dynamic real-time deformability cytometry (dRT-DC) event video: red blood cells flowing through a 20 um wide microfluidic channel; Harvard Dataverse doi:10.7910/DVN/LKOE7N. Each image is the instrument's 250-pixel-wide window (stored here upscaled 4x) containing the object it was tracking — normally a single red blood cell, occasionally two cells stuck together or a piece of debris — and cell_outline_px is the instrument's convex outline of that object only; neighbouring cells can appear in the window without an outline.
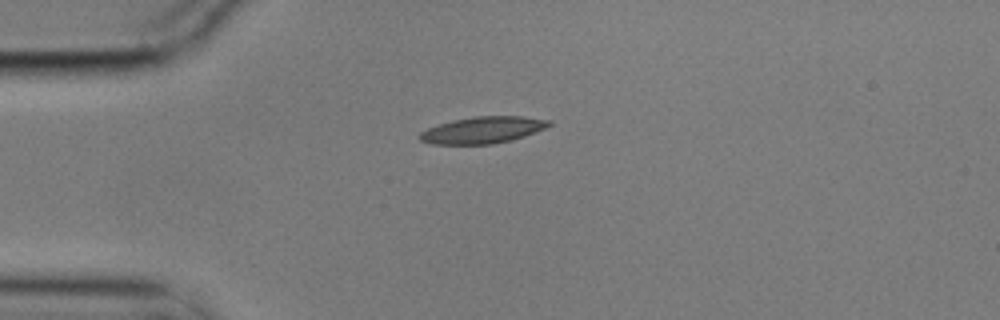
{"species": "common noctule bat (a hibernating species)", "species_latin": "Nyctalus noctula", "temperature_condition": "cold", "stored_images_in_passage": 4, "camera_frame_rate_fps": 3000, "um_per_image_px": 0.085, "animal": {"sex": "male", "body_mass_g": 17.9}, "frame": {"image": 1, "passage_image": 1, "time_ms": 0.0, "image_size_px": [1000, 320], "cell_outline_px": [[552, 124], [544, 128], [524, 136], [512, 140], [492, 144], [432, 144], [420, 140], [420, 132], [428, 128], [452, 120], [476, 116], [524, 116], [552, 120]], "centroid_in_image_um": [41.06, 11.04], "position_along_channel_um": 43.9, "area_um2": 20.0}}
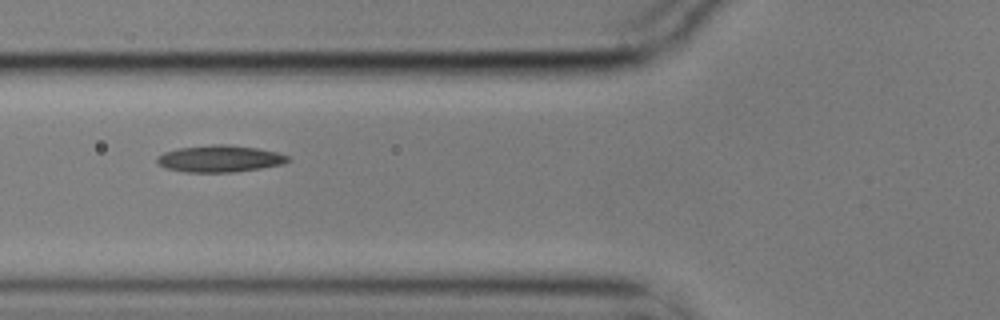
{"frame": {"image": 2, "passage_image": 3, "time_ms": 0.667, "image_size_px": [1000, 320], "cell_outline_px": [[292, 160], [280, 164], [260, 168], [232, 172], [184, 172], [164, 168], [156, 160], [156, 156], [164, 152], [176, 148], [212, 144], [228, 144], [256, 148], [276, 152], [288, 156]], "centroid_in_image_um": [18.62, 13.48], "position_along_channel_um": 107.2, "area_um2": 20.46}}
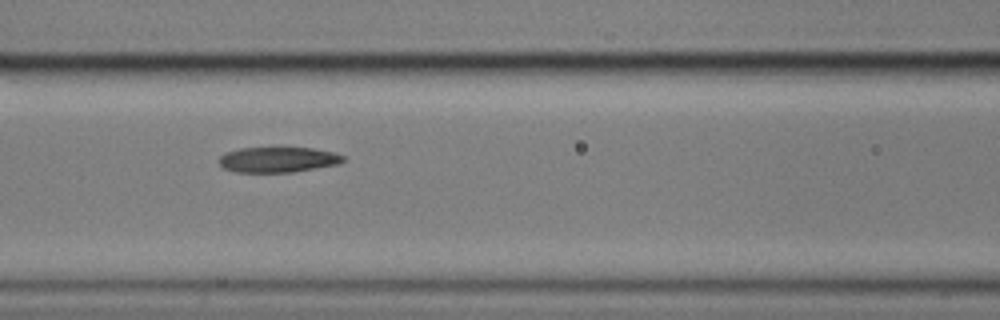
{"frame": {"image": 3, "passage_image": 4, "time_ms": 1.0, "image_size_px": [1000, 320], "cell_outline_px": [[344, 160], [340, 164], [292, 172], [236, 172], [224, 168], [220, 164], [220, 156], [224, 152], [240, 148], [312, 148], [336, 152], [344, 156]], "centroid_in_image_um": [23.65, 13.57], "position_along_channel_um": 143.0, "area_um2": 18.38}}